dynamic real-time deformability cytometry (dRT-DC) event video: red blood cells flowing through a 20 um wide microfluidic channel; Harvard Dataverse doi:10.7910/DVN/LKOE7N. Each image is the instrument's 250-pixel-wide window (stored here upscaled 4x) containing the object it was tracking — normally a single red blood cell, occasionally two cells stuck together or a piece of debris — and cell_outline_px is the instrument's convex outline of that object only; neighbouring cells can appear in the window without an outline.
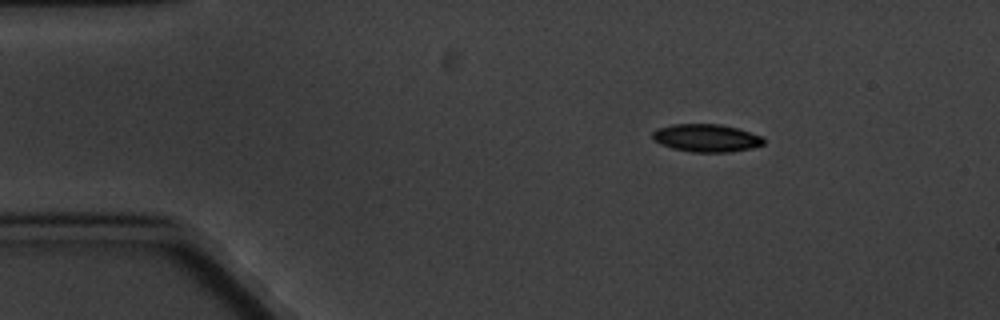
{"species": "common noctule bat (a hibernating species)", "species_latin": "Nyctalus noctula", "temperature_condition": "cold", "stored_images_in_passage": 10, "camera_frame_rate_fps": 3000, "um_per_image_px": 0.085, "animal": {"sex": "male", "body_mass_g": 20.1, "forearm_length_mm": 53.5}, "frame": {"image": 1, "passage_image": 1, "time_ms": 0.0, "image_size_px": [1000, 320], "cell_outline_px": [[764, 144], [752, 148], [728, 152], [692, 152], [672, 148], [660, 144], [652, 136], [652, 132], [656, 128], [672, 124], [720, 124], [736, 128], [764, 136]], "centroid_in_image_um": [60.05, 11.72], "position_along_channel_um": 25.0, "area_um2": 18.03}}
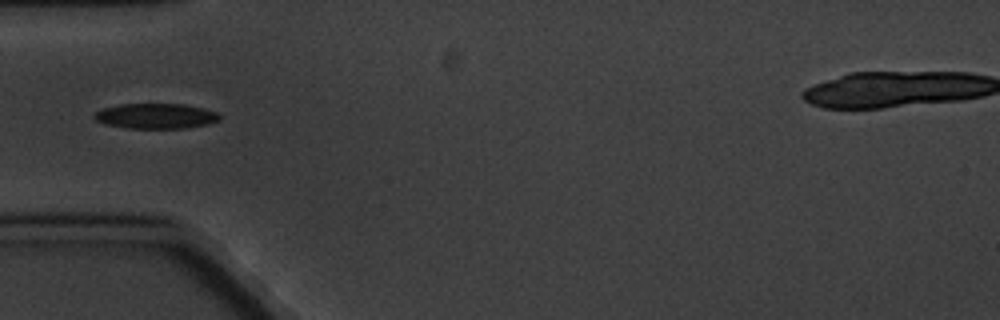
{"frame": {"image": 2, "passage_image": 4, "time_ms": 3.333, "image_size_px": [1000, 320], "cell_outline_px": [[220, 120], [208, 124], [184, 128], [128, 128], [104, 124], [96, 120], [92, 116], [96, 112], [104, 108], [120, 104], [184, 104], [204, 108], [216, 112], [220, 116]], "centroid_in_image_um": [13.25, 9.86], "position_along_channel_um": 71.8, "area_um2": 18.38}}
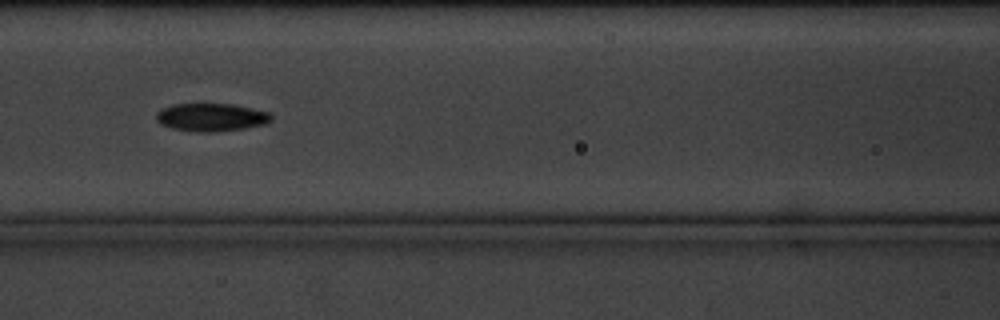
{"frame": {"image": 3, "passage_image": 6, "time_ms": 5.667, "image_size_px": [1000, 320], "cell_outline_px": [[272, 120], [264, 124], [244, 128], [216, 132], [196, 132], [172, 128], [160, 124], [156, 120], [156, 112], [160, 108], [172, 104], [232, 104], [268, 112], [272, 116]], "centroid_in_image_um": [17.9, 9.97], "position_along_channel_um": 148.7, "area_um2": 18.79}}